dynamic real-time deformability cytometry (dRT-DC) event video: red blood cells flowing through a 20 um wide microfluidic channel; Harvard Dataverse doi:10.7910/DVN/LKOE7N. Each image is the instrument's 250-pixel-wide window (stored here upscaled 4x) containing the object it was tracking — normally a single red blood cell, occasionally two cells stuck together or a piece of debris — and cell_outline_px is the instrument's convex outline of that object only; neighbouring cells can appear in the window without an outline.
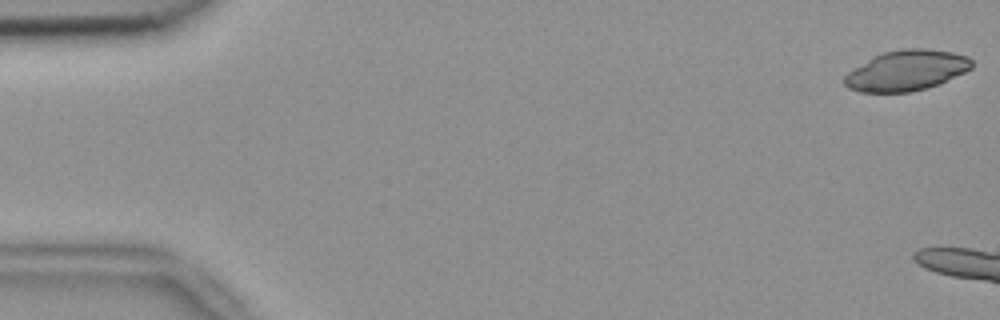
{"species": "common noctule bat (a hibernating species)", "species_latin": "Nyctalus noctula", "temperature_condition": "room temperature", "stored_images_in_passage": 7, "camera_frame_rate_fps": 3000, "um_per_image_px": 0.085, "animal": {"sex": "female", "body_mass_g": 18.4}, "frame": {"image": 1, "passage_image": 1, "time_ms": 0.0, "image_size_px": [1000, 320], "cell_outline_px": [[972, 68], [940, 84], [912, 92], [860, 92], [848, 88], [844, 84], [844, 76], [848, 72], [872, 56], [880, 52], [900, 48], [924, 48], [952, 52], [968, 56], [972, 60]], "centroid_in_image_um": [77.04, 5.98], "position_along_channel_um": 8.0, "area_um2": 30.29}}